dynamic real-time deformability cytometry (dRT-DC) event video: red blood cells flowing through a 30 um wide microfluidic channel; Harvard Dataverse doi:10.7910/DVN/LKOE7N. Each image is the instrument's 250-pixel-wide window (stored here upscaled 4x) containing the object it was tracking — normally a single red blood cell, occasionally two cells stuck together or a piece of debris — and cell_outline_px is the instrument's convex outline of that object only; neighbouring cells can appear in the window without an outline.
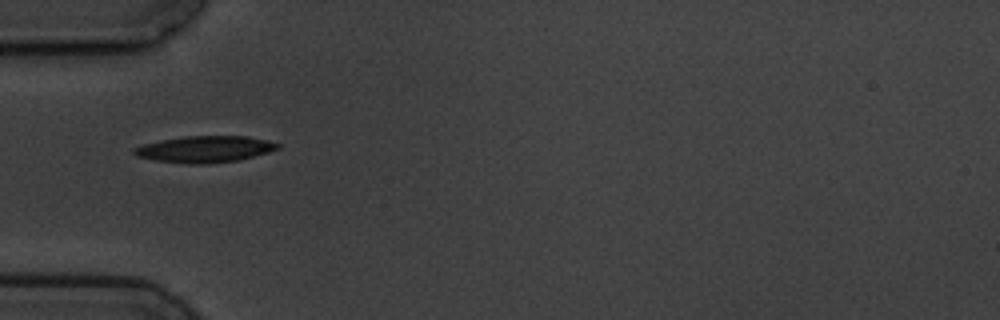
{"species": "common noctule bat (a hibernating species)", "species_latin": "Nyctalus noctula", "temperature_condition": "cold", "stored_images_in_passage": 2, "camera_frame_rate_fps": 3000, "um_per_image_px": 0.085, "animal": {"sex": "male", "body_mass_g": 19.5, "forearm_length_mm": 54.6}, "frame": {"image": 1, "passage_image": 1, "time_ms": 0.0, "image_size_px": [1000, 320], "cell_outline_px": [[280, 148], [268, 152], [240, 160], [208, 164], [192, 164], [156, 160], [136, 156], [132, 152], [132, 148], [144, 144], [160, 140], [184, 136], [248, 136], [268, 140], [280, 144]], "centroid_in_image_um": [17.42, 12.68], "position_along_channel_um": 67.6, "area_um2": 22.25}}
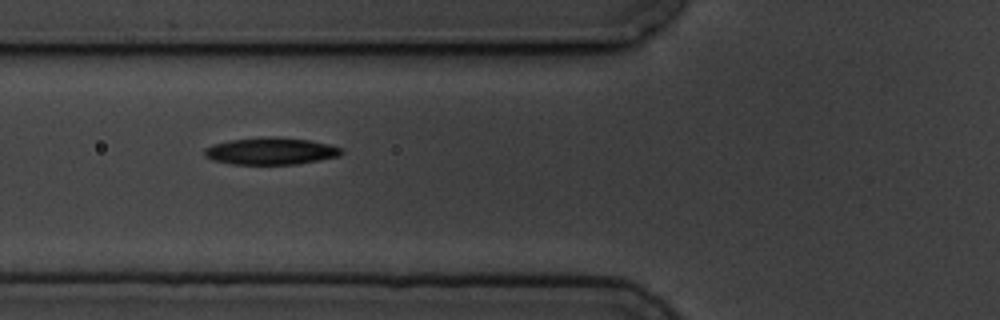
{"frame": {"image": 2, "passage_image": 2, "time_ms": 1.0, "image_size_px": [1000, 320], "cell_outline_px": [[344, 152], [340, 156], [296, 164], [232, 164], [212, 160], [204, 156], [204, 148], [212, 144], [228, 140], [268, 136], [276, 136], [312, 140], [344, 148]], "centroid_in_image_um": [23.02, 12.83], "position_along_channel_um": 102.8, "area_um2": 21.91}}